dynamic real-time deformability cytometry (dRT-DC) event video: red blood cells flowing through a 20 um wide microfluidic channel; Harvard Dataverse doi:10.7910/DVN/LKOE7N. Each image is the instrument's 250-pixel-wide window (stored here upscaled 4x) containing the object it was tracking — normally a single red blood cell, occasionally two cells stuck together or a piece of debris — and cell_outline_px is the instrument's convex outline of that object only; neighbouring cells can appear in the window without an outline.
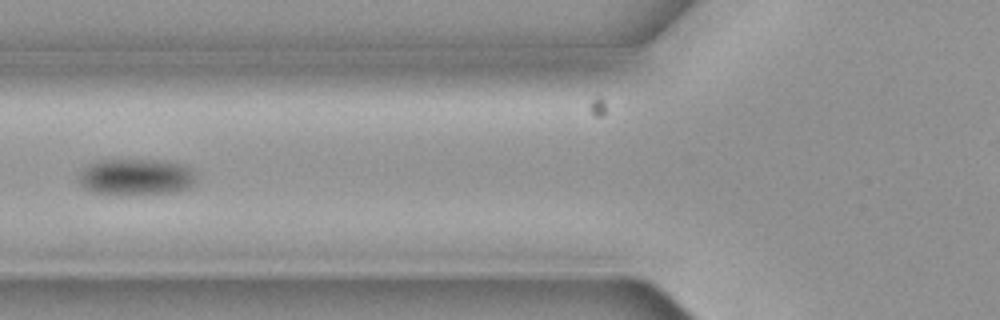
{"species": "common noctule bat (a hibernating species)", "species_latin": "Nyctalus noctula", "temperature_condition": "cold", "stored_images_in_passage": 9, "camera_frame_rate_fps": 3000, "um_per_image_px": 0.085, "animal": {"sex": "female", "body_mass_g": 19.3, "forearm_length_mm": 54.1}, "frame": {"image": 1, "passage_image": 7, "time_ms": 2.0, "image_size_px": [1000, 320], "cell_outline_px": [[196, 180], [188, 188], [176, 192], [88, 192], [80, 184], [80, 176], [84, 168], [100, 160], [156, 160], [180, 164], [192, 168], [196, 172]], "centroid_in_image_um": [11.62, 15.01], "position_along_channel_um": 114.2, "area_um2": 23.99}}
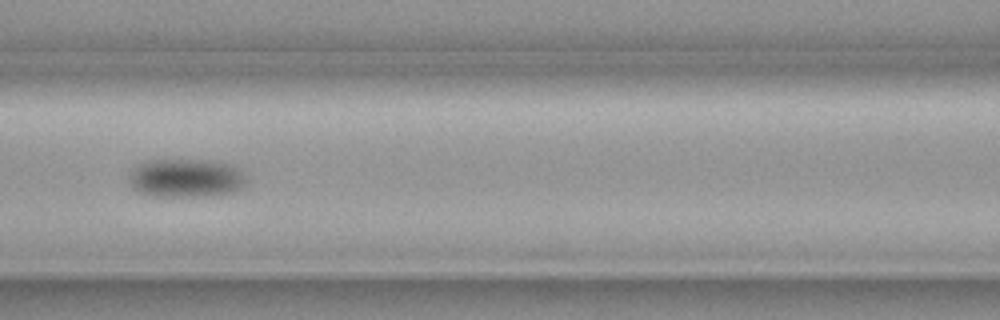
{"frame": {"image": 2, "passage_image": 8, "time_ms": 2.333, "image_size_px": [1000, 320], "cell_outline_px": [[248, 180], [240, 188], [232, 192], [216, 196], [148, 196], [132, 188], [128, 180], [128, 176], [132, 168], [148, 160], [216, 160], [232, 164], [240, 168], [248, 176]], "centroid_in_image_um": [15.85, 15.13], "position_along_channel_um": 150.8, "area_um2": 27.05}}